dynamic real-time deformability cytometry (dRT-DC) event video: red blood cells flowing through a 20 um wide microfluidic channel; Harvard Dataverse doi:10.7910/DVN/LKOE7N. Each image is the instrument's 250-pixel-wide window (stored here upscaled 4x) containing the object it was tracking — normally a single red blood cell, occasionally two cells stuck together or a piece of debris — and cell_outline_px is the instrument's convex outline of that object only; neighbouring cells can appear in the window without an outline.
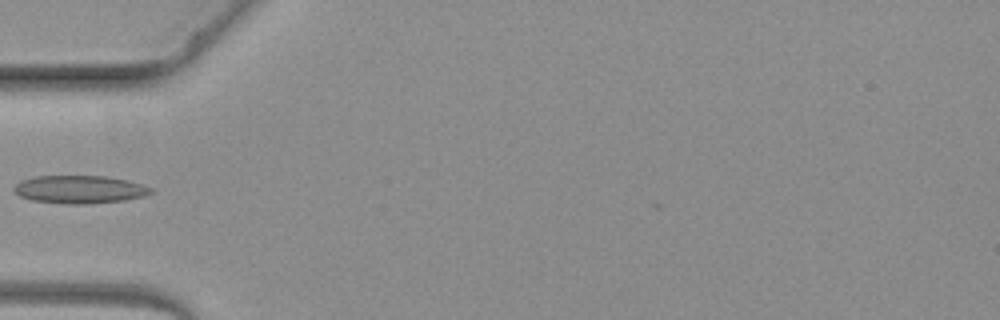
{"species": "common noctule bat (a hibernating species)", "species_latin": "Nyctalus noctula", "temperature_condition": "warm", "stored_images_in_passage": 5, "camera_frame_rate_fps": 3000, "um_per_image_px": 0.085, "animal": {"sex": "female", "body_mass_g": 19.3, "forearm_length_mm": 54.1}, "frame": {"image": 1, "passage_image": 4, "time_ms": 3.667, "image_size_px": [1000, 320], "cell_outline_px": [[156, 192], [144, 196], [124, 200], [84, 204], [64, 204], [32, 200], [20, 196], [12, 188], [20, 180], [36, 176], [108, 176], [128, 180], [152, 188]], "centroid_in_image_um": [6.78, 16.1], "position_along_channel_um": 78.2, "area_um2": 22.37}}